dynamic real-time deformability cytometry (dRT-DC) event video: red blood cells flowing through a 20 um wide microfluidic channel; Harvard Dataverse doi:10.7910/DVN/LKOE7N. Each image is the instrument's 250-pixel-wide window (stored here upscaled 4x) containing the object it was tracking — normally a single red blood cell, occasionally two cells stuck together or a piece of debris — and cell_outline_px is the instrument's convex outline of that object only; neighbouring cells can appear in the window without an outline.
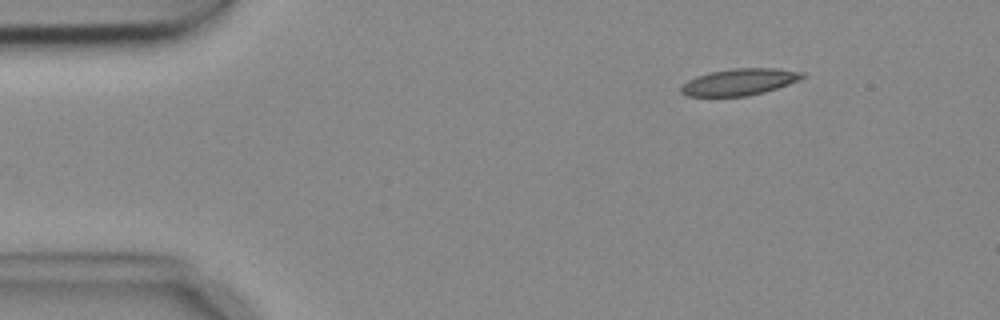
{"species": "common noctule bat (a hibernating species)", "species_latin": "Nyctalus noctula", "temperature_condition": "cold", "stored_images_in_passage": 4, "camera_frame_rate_fps": 3000, "um_per_image_px": 0.085, "animal": {"sex": "female", "body_mass_g": 18.4}, "frame": {"image": 1, "passage_image": 2, "time_ms": 0.333, "image_size_px": [1000, 320], "cell_outline_px": [[808, 76], [800, 80], [764, 92], [748, 96], [688, 96], [680, 92], [680, 88], [688, 80], [696, 76], [712, 72], [732, 68], [780, 68], [804, 72]], "centroid_in_image_um": [62.91, 6.95], "position_along_channel_um": 22.1, "area_um2": 18.9}}